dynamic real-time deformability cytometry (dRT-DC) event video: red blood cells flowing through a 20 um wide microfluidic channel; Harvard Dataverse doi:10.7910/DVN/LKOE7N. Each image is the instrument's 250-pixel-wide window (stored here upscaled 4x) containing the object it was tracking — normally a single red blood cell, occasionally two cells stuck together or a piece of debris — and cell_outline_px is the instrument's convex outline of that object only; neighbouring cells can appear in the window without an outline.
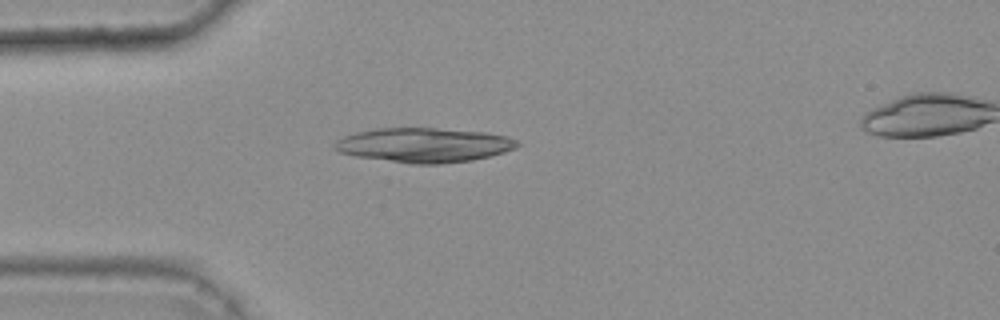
{"species": "common noctule bat (a hibernating species)", "species_latin": "Nyctalus noctula", "temperature_condition": "warm", "stored_images_in_passage": 47, "camera_frame_rate_fps": 3000, "um_per_image_px": 0.085, "animal": {"sex": "female", "body_mass_g": 25.1}, "frame": {"image": 1, "passage_image": 14, "time_ms": 4.333, "image_size_px": [1000, 320], "cell_outline_px": [[520, 144], [516, 148], [504, 152], [472, 160], [440, 164], [412, 164], [356, 156], [340, 152], [332, 148], [332, 144], [336, 140], [344, 136], [356, 132], [376, 128], [436, 128], [488, 132], [508, 136], [516, 140]], "centroid_in_image_um": [36.03, 12.32], "position_along_channel_um": 49.0, "area_um2": 36.88}}